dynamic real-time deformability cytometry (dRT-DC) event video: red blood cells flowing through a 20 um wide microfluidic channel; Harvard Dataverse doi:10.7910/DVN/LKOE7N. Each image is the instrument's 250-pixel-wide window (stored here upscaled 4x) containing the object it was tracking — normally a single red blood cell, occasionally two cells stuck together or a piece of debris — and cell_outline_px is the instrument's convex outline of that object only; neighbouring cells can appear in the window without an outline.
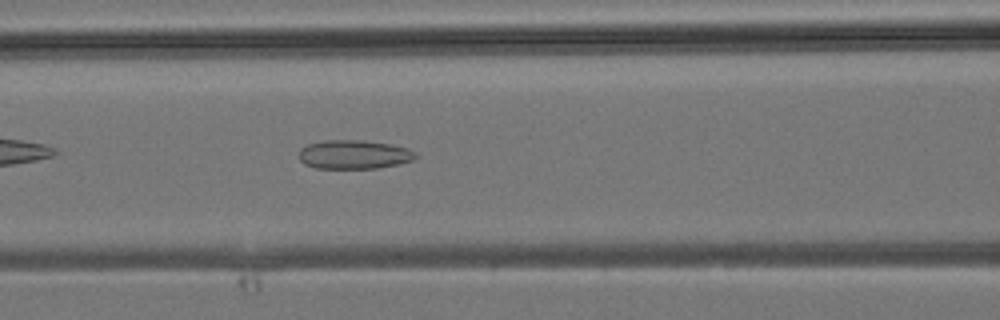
{"species": "common noctule bat (a hibernating species)", "species_latin": "Nyctalus noctula", "temperature_condition": "room temperature", "stored_images_in_passage": 38, "camera_frame_rate_fps": 3000, "um_per_image_px": 0.085, "animal": {"sex": "male", "body_mass_g": 19.2, "forearm_length_mm": 51.8}, "frame": {"image": 1, "passage_image": 16, "time_ms": 5.0, "image_size_px": [1000, 320], "cell_outline_px": [[416, 156], [412, 160], [396, 164], [376, 168], [316, 168], [304, 164], [300, 160], [300, 148], [308, 144], [324, 140], [360, 140], [392, 144], [408, 148], [416, 152]], "centroid_in_image_um": [30.07, 13.12], "position_along_channel_um": 136.5, "area_um2": 19.54}}
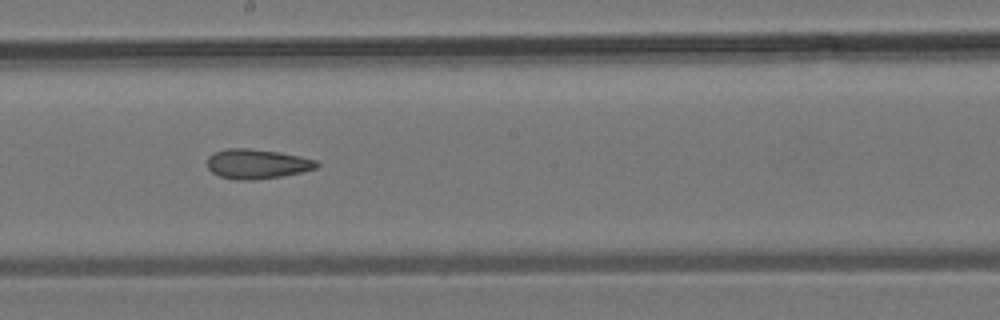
{"frame": {"image": 2, "passage_image": 21, "time_ms": 6.667, "image_size_px": [1000, 320], "cell_outline_px": [[320, 164], [316, 168], [300, 172], [280, 176], [252, 180], [236, 180], [220, 176], [212, 172], [208, 168], [208, 156], [216, 152], [228, 148], [248, 148], [280, 152], [300, 156], [316, 160]], "centroid_in_image_um": [21.84, 13.93], "position_along_channel_um": 226.4, "area_um2": 18.79}}
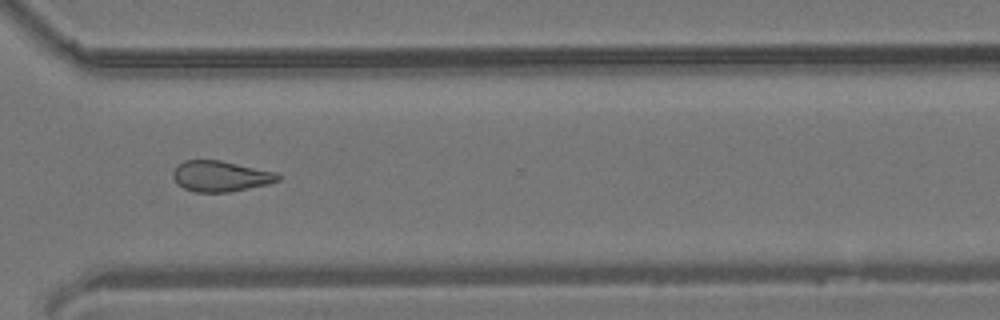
{"frame": {"image": 3, "passage_image": 28, "time_ms": 9.0, "image_size_px": [1000, 320], "cell_outline_px": [[280, 180], [268, 184], [228, 192], [196, 192], [184, 188], [176, 184], [172, 176], [172, 172], [184, 160], [220, 160], [276, 172], [280, 176]], "centroid_in_image_um": [18.73, 14.98], "position_along_channel_um": 351.9, "area_um2": 18.73}}